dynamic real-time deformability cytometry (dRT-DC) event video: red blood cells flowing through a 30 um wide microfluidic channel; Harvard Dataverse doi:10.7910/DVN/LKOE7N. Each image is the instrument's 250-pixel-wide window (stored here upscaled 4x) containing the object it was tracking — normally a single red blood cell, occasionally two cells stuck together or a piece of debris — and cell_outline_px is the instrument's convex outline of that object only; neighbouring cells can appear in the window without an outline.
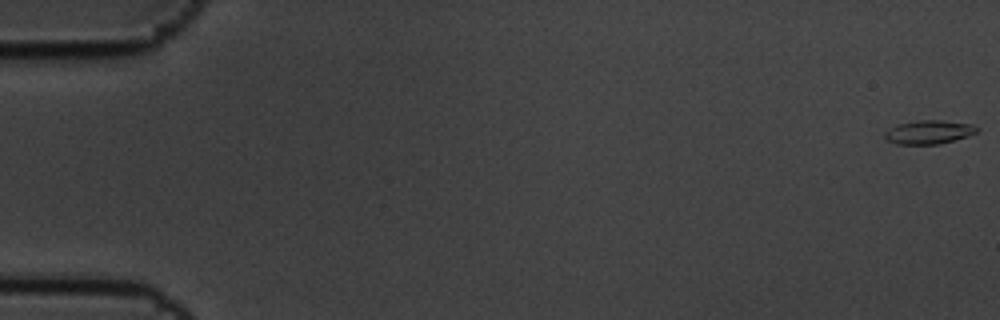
{"species": "common noctule bat (a hibernating species)", "species_latin": "Nyctalus noctula", "temperature_condition": "cold", "stored_images_in_passage": 6, "camera_frame_rate_fps": 3000, "um_per_image_px": 0.085, "animal": {"sex": "male", "body_mass_g": 19.5, "forearm_length_mm": 54.6}, "frame": {"image": 1, "passage_image": 1, "time_ms": 0.0, "image_size_px": [1000, 320], "cell_outline_px": [[980, 128], [976, 132], [968, 136], [936, 144], [896, 144], [888, 140], [884, 136], [884, 132], [900, 124], [920, 120], [940, 120], [972, 124]], "centroid_in_image_um": [78.97, 11.23], "position_along_channel_um": 6.0, "area_um2": 12.43}}
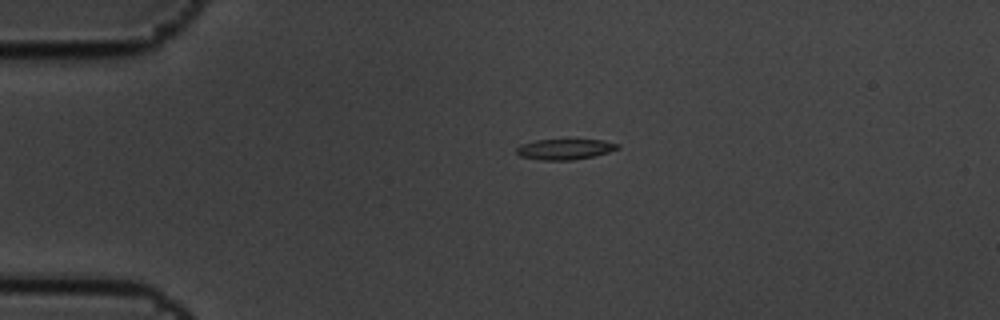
{"frame": {"image": 2, "passage_image": 5, "time_ms": 1.333, "image_size_px": [1000, 320], "cell_outline_px": [[620, 148], [608, 152], [592, 156], [572, 160], [540, 160], [520, 156], [516, 152], [516, 148], [520, 144], [536, 140], [604, 140], [620, 144]], "centroid_in_image_um": [48.0, 12.68], "position_along_channel_um": 37.0, "area_um2": 12.08}}